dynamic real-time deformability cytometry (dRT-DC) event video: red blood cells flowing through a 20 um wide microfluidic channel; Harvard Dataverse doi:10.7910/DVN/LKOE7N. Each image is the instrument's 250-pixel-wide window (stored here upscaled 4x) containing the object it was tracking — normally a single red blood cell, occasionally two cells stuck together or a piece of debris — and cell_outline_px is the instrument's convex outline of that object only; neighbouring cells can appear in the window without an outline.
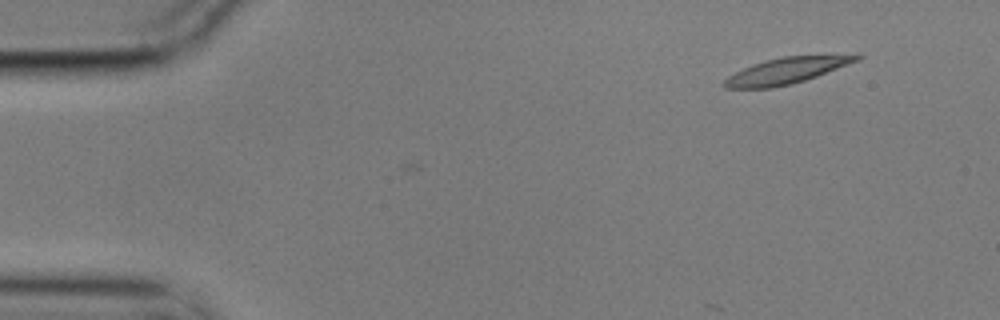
{"species": "common noctule bat (a hibernating species)", "species_latin": "Nyctalus noctula", "temperature_condition": "cold", "stored_images_in_passage": 4, "camera_frame_rate_fps": 3000, "um_per_image_px": 0.085, "animal": {"sex": "male", "body_mass_g": 17.9}, "frame": {"image": 1, "passage_image": 1, "time_ms": 0.0, "image_size_px": [1000, 320], "cell_outline_px": [[864, 56], [860, 60], [816, 76], [804, 80], [772, 88], [724, 88], [724, 80], [728, 76], [752, 64], [764, 60], [784, 56], [860, 52]], "centroid_in_image_um": [67.0, 5.94], "position_along_channel_um": 18.0, "area_um2": 20.63}}